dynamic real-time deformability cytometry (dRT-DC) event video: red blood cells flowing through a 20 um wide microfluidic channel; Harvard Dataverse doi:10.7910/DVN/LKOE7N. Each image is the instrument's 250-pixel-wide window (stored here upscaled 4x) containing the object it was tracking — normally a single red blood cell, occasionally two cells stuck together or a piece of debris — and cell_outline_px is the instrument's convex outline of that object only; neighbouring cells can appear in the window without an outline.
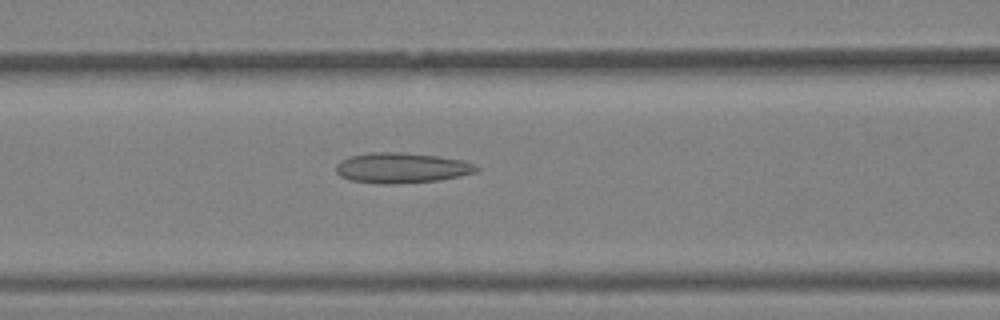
{"species": "Egyptian fruit bat (a non-hibernating species)", "species_latin": "Rousettus aegyptiacus", "temperature_condition": "warm", "stored_images_in_passage": 34, "camera_frame_rate_fps": 3000, "um_per_image_px": 0.085, "animal": {"sex": "female"}, "frame": {"image": 1, "passage_image": 12, "time_ms": 3.667, "image_size_px": [1000, 320], "cell_outline_px": [[480, 168], [476, 172], [460, 176], [436, 180], [396, 184], [376, 184], [352, 180], [340, 176], [336, 172], [336, 164], [340, 160], [352, 156], [372, 152], [400, 152], [436, 156], [464, 160]], "centroid_in_image_um": [34.12, 14.27], "position_along_channel_um": 132.5, "area_um2": 24.74}}
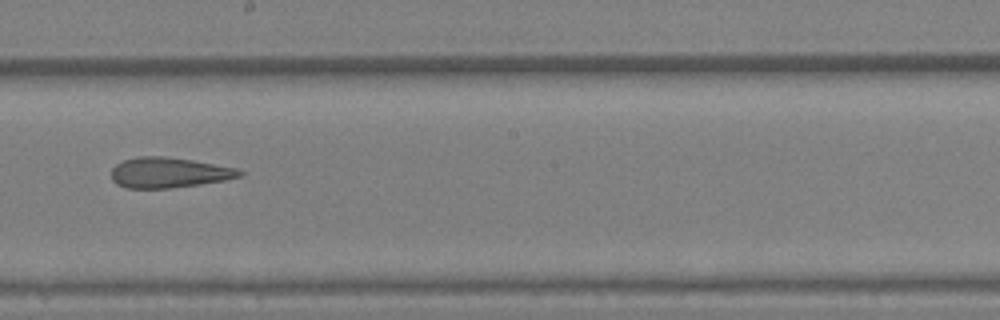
{"frame": {"image": 2, "passage_image": 18, "time_ms": 5.667, "image_size_px": [1000, 320], "cell_outline_px": [[244, 176], [224, 180], [200, 184], [168, 188], [124, 188], [116, 184], [112, 180], [112, 168], [116, 164], [124, 160], [136, 156], [164, 156], [192, 160], [236, 168], [244, 172]], "centroid_in_image_um": [14.34, 14.67], "position_along_channel_um": 233.9, "area_um2": 22.72}}
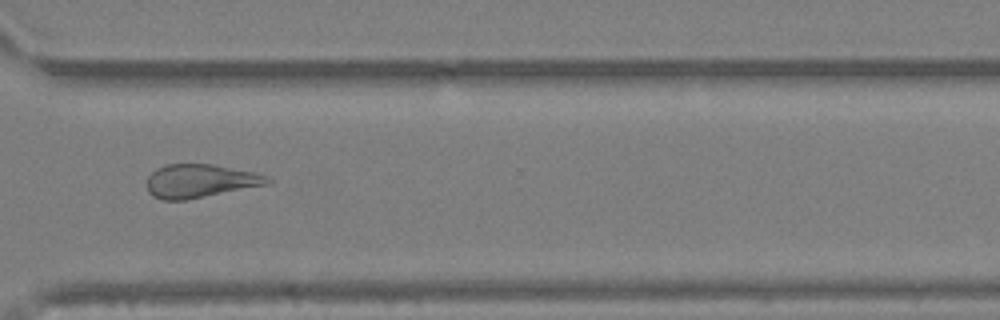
{"frame": {"image": 3, "passage_image": 25, "time_ms": 8.0, "image_size_px": [1000, 320], "cell_outline_px": [[272, 180], [264, 184], [184, 200], [164, 200], [152, 196], [148, 192], [148, 176], [156, 168], [168, 164], [212, 164], [252, 172], [268, 176]], "centroid_in_image_um": [16.93, 15.37], "position_along_channel_um": 353.7, "area_um2": 22.89}}